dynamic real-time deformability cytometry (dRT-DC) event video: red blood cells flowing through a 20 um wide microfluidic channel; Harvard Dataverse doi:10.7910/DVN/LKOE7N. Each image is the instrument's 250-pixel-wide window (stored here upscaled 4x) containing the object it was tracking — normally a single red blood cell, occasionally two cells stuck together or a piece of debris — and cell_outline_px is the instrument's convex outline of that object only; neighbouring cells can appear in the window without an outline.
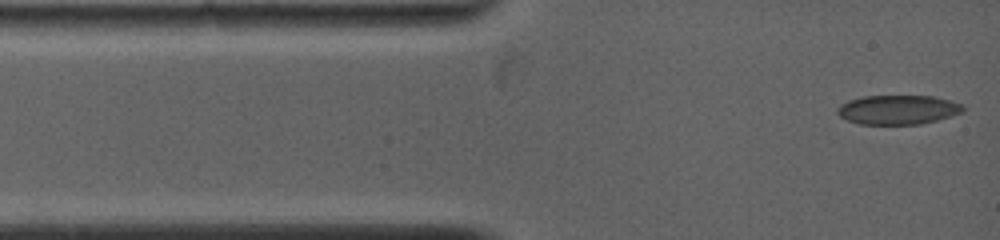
{"species": "common noctule bat (a hibernating species)", "species_latin": "Nyctalus noctula", "temperature_condition": "warm", "stored_images_in_passage": 10, "camera_frame_rate_fps": 5000, "um_per_image_px": 0.085, "animal": {"sex": "female", "body_mass_g": 19.0, "forearm_length_mm": 53.3}, "frame": {"image": 1, "passage_image": 1, "time_ms": 0.0, "image_size_px": [1000, 240], "cell_outline_px": [[964, 108], [960, 112], [952, 116], [920, 124], [860, 124], [848, 120], [840, 116], [836, 112], [836, 108], [840, 104], [848, 100], [864, 96], [936, 96], [964, 104]], "centroid_in_image_um": [76.32, 9.32], "position_along_channel_um": 8.7, "area_um2": 21.5}}
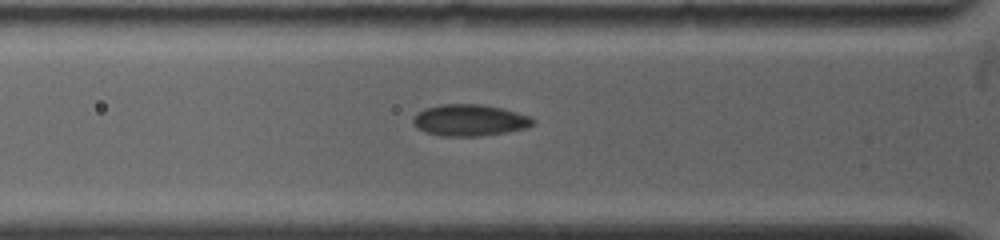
{"frame": {"image": 2, "passage_image": 6, "time_ms": 3.0, "image_size_px": [1000, 240], "cell_outline_px": [[536, 120], [532, 124], [524, 128], [504, 132], [480, 136], [440, 136], [416, 128], [412, 124], [412, 116], [416, 112], [424, 108], [440, 104], [480, 104], [500, 108], [532, 116]], "centroid_in_image_um": [39.86, 10.21], "position_along_channel_um": 85.9, "area_um2": 22.08}}
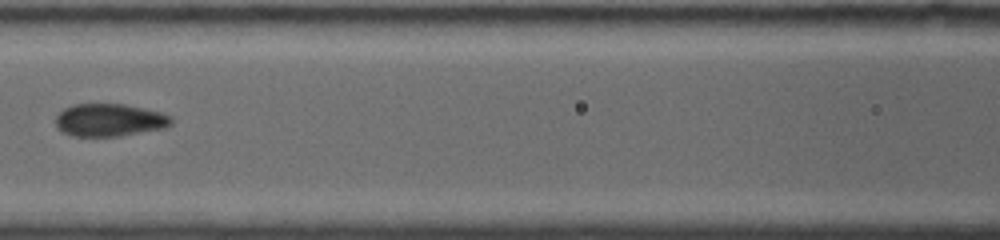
{"frame": {"image": 3, "passage_image": 9, "time_ms": 4.8, "image_size_px": [1000, 240], "cell_outline_px": [[172, 124], [164, 128], [120, 136], [72, 136], [56, 128], [56, 116], [64, 108], [72, 104], [124, 104], [144, 108], [160, 112], [172, 116]], "centroid_in_image_um": [9.3, 10.2], "position_along_channel_um": 157.3, "area_um2": 22.08}}